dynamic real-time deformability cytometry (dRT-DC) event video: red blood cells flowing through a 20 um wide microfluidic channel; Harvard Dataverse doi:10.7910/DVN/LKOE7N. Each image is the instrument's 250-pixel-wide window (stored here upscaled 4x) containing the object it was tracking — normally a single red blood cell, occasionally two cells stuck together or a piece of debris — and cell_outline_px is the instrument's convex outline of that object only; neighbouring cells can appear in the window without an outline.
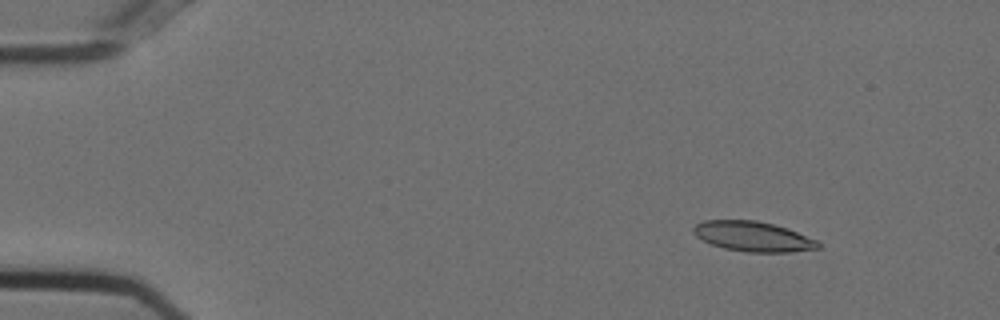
{"species": "Egyptian fruit bat (a non-hibernating species)", "species_latin": "Rousettus aegyptiacus", "temperature_condition": "cold", "stored_images_in_passage": 8, "camera_frame_rate_fps": 3000, "um_per_image_px": 0.085, "animal": {"sex": "female"}, "frame": {"image": 1, "passage_image": 2, "time_ms": 0.333, "image_size_px": [1000, 320], "cell_outline_px": [[820, 248], [788, 252], [744, 252], [724, 248], [712, 244], [696, 236], [692, 232], [692, 228], [696, 224], [704, 220], [756, 220], [788, 228], [816, 240], [820, 244]], "centroid_in_image_um": [63.99, 20.09], "position_along_channel_um": 21.0, "area_um2": 21.73}}